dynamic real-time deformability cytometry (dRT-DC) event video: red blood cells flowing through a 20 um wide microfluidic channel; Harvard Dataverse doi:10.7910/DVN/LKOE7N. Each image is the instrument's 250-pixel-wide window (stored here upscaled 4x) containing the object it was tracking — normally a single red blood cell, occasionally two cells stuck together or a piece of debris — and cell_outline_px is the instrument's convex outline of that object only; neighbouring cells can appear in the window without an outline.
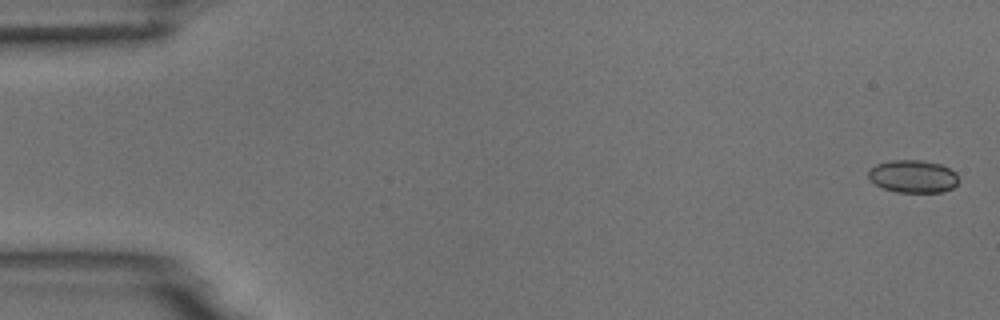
{"species": "common noctule bat (a hibernating species)", "species_latin": "Nyctalus noctula", "temperature_condition": "room temperature", "stored_images_in_passage": 6, "camera_frame_rate_fps": 3000, "um_per_image_px": 0.085, "animal": {"sex": "male", "body_mass_g": 18.8}, "frame": {"image": 1, "passage_image": 1, "time_ms": 0.0, "image_size_px": [1000, 320], "cell_outline_px": [[960, 180], [952, 188], [944, 192], [896, 192], [884, 188], [876, 184], [868, 176], [868, 172], [876, 164], [892, 160], [924, 160], [940, 164], [956, 172]], "centroid_in_image_um": [77.65, 14.99], "position_along_channel_um": 7.4, "area_um2": 17.17}}
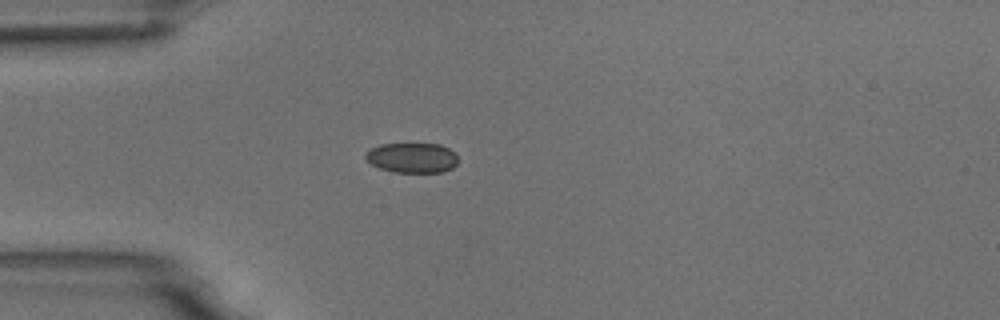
{"frame": {"image": 2, "passage_image": 5, "time_ms": 4.667, "image_size_px": [1000, 320], "cell_outline_px": [[456, 164], [452, 168], [444, 172], [392, 172], [380, 168], [372, 164], [364, 156], [372, 148], [380, 144], [440, 144], [456, 152]], "centroid_in_image_um": [35.05, 13.41], "position_along_channel_um": 49.9, "area_um2": 16.07}}